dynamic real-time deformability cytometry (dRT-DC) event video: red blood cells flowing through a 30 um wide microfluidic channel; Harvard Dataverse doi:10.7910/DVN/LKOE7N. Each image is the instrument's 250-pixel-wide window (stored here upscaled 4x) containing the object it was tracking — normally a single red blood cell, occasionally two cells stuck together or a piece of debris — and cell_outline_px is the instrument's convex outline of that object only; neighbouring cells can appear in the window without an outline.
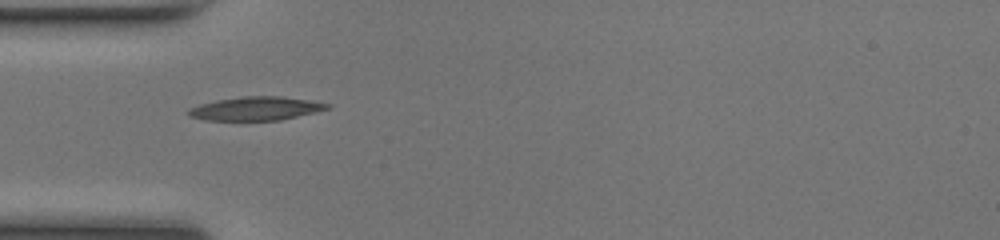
{"species": "common noctule bat (a hibernating species)", "species_latin": "Nyctalus noctula", "temperature_condition": "room temperature", "stored_images_in_passage": 35, "camera_frame_rate_fps": 3000, "um_per_image_px": 0.085, "animal": {"sex": "female", "body_mass_g": 17.0, "forearm_length_mm": 48.0}, "frame": {"image": 1, "passage_image": 1, "time_ms": 0.0, "image_size_px": [1000, 240], "cell_outline_px": [[332, 108], [316, 112], [280, 120], [204, 120], [188, 116], [188, 108], [200, 104], [216, 100], [240, 96], [280, 96], [312, 100], [332, 104]], "centroid_in_image_um": [21.78, 9.22], "position_along_channel_um": 63.2, "area_um2": 19.31}}
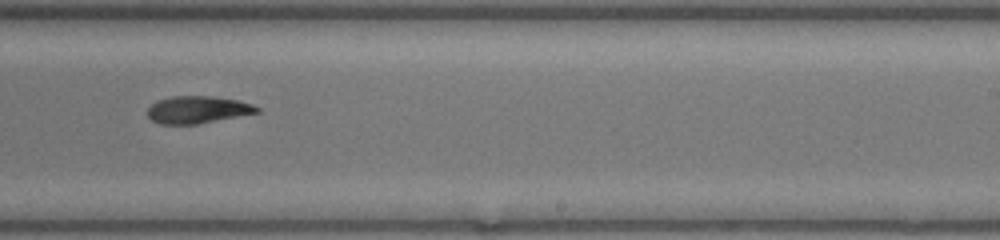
{"frame": {"image": 2, "passage_image": 16, "time_ms": 5.0, "image_size_px": [1000, 240], "cell_outline_px": [[260, 112], [196, 124], [160, 124], [152, 120], [148, 116], [148, 108], [156, 100], [172, 96], [212, 96], [236, 100], [252, 104], [260, 108]], "centroid_in_image_um": [16.78, 9.32], "position_along_channel_um": 272.2, "area_um2": 17.28}}
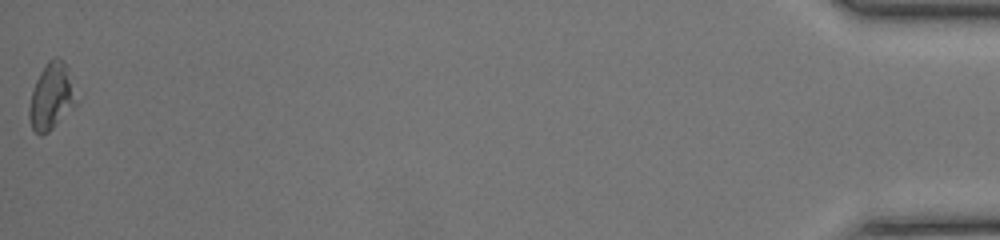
{"frame": {"image": 3, "passage_image": 35, "time_ms": 11.333, "image_size_px": [1000, 240], "cell_outline_px": [[84, 96], [48, 132], [40, 136], [32, 128], [28, 116], [28, 108], [32, 92], [36, 80], [40, 72], [48, 60], [56, 56], [64, 60]], "centroid_in_image_um": [4.48, 8.14], "position_along_channel_um": 430.7, "area_um2": 19.19}, "authors_computed_cell_mechanics": {"area_um2": 17.8602, "velocity_mm_per_s": 4.1839, "shape_relaxation_time_tau1_ms": 5.0973, "shape_relaxation_time_tau2_ms": null, "deformation_change_tau1": 0.1538, "deformation_change_tau2": null}}